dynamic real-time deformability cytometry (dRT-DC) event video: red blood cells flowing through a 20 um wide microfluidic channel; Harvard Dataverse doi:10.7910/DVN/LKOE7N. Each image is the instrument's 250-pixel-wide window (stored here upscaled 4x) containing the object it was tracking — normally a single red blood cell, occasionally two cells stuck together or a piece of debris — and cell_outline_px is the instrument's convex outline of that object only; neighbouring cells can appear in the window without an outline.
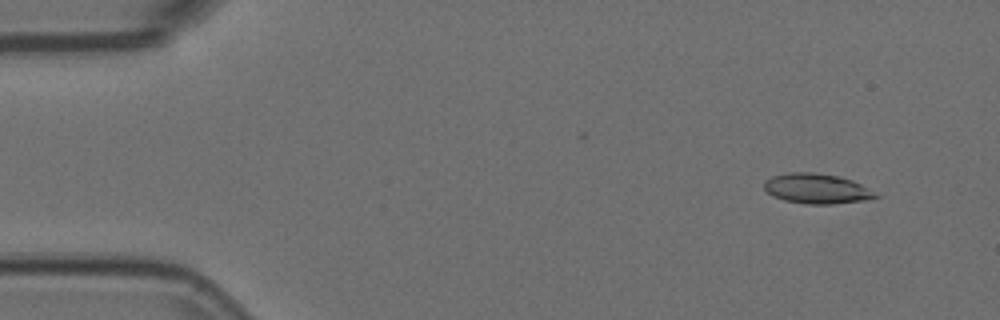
{"species": "Egyptian fruit bat (a non-hibernating species)", "species_latin": "Rousettus aegyptiacus", "temperature_condition": "room temperature", "stored_images_in_passage": 5, "camera_frame_rate_fps": 3000, "um_per_image_px": 0.085, "animal": {"sex": "female"}, "frame": {"image": 1, "passage_image": 1, "time_ms": 0.0, "image_size_px": [1000, 320], "cell_outline_px": [[880, 196], [872, 200], [832, 204], [804, 204], [784, 200], [772, 196], [764, 188], [764, 180], [772, 176], [788, 172], [812, 172], [840, 176], [852, 180], [860, 184]], "centroid_in_image_um": [69.42, 16.04], "position_along_channel_um": 15.6, "area_um2": 19.71}}